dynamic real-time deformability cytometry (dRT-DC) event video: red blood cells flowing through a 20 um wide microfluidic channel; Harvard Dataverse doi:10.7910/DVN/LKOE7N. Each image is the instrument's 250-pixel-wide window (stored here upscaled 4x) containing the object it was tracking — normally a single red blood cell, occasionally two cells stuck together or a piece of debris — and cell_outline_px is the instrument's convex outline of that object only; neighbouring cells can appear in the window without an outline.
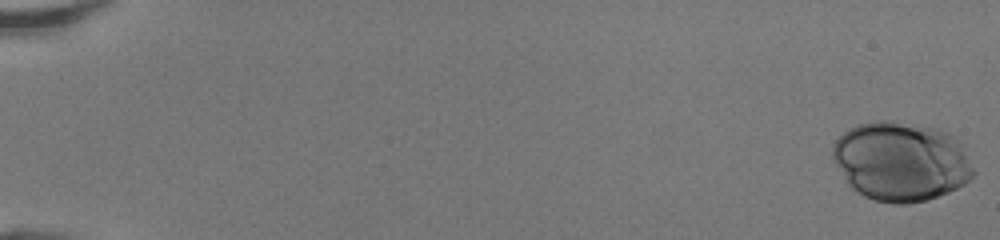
{"species": "human", "species_latin": "Homo sapiens", "temperature_condition": "room temperature", "stored_images_in_passage": 44, "camera_frame_rate_fps": 3000, "um_per_image_px": 0.085, "donor": {"sex": "female"}, "frame": {"image": 1, "passage_image": 1, "time_ms": 0.0, "image_size_px": [1000, 240], "cell_outline_px": [[976, 172], [964, 184], [948, 192], [928, 200], [908, 204], [892, 204], [876, 200], [864, 196], [852, 188], [848, 184], [832, 160], [832, 144], [848, 128], [856, 124], [876, 120], [892, 120], [936, 128], [948, 132], [956, 136], [960, 140]], "centroid_in_image_um": [76.59, 13.7], "position_along_channel_um": 8.4, "area_um2": 65.72}}
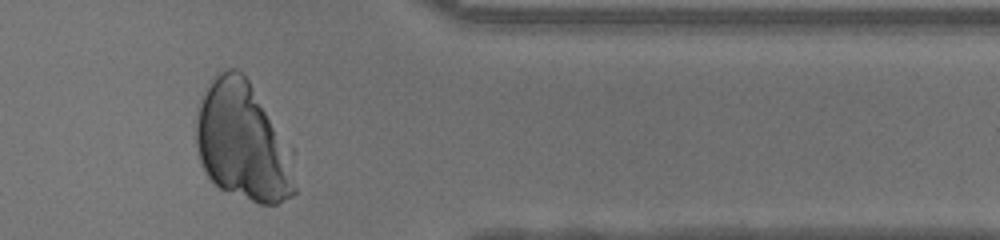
{"frame": {"image": 2, "passage_image": 42, "time_ms": 13.667, "image_size_px": [1000, 240], "cell_outline_px": [[296, 192], [292, 196], [276, 204], [260, 204], [220, 188], [208, 176], [200, 164], [196, 148], [196, 120], [200, 104], [212, 76], [228, 68], [236, 68], [248, 80], [284, 152], [296, 188]], "centroid_in_image_um": [20.47, 12.09], "position_along_channel_um": 390.9, "area_um2": 64.45}}